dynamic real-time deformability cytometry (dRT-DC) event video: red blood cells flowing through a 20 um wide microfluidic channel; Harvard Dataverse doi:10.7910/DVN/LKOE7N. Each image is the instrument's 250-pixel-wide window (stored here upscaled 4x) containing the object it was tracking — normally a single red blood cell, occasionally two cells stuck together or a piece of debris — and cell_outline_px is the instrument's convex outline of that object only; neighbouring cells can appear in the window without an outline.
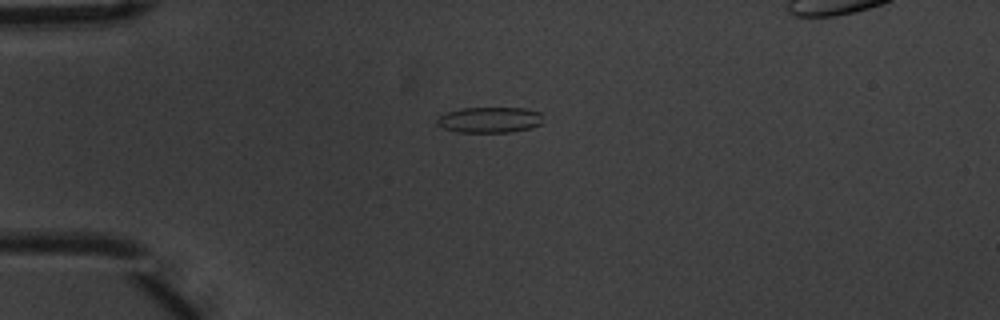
{"species": "common noctule bat (a hibernating species)", "species_latin": "Nyctalus noctula", "temperature_condition": "warm", "stored_images_in_passage": 4, "camera_frame_rate_fps": 3000, "um_per_image_px": 0.085, "animal": {"sex": "male", "body_mass_g": 20.1, "forearm_length_mm": 53.5}, "frame": {"image": 1, "passage_image": 1, "time_ms": 0.0, "image_size_px": [1000, 320], "cell_outline_px": [[540, 124], [532, 128], [512, 132], [460, 132], [444, 128], [436, 124], [436, 120], [444, 112], [460, 108], [524, 108], [540, 112]], "centroid_in_image_um": [41.58, 10.18], "position_along_channel_um": 43.4, "area_um2": 15.9}}
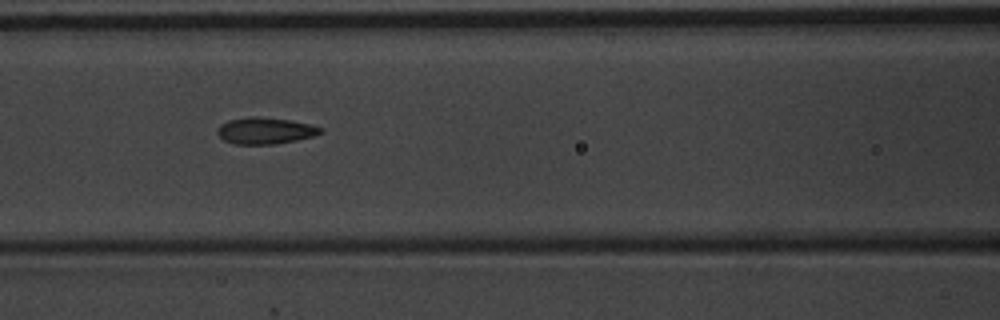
{"frame": {"image": 2, "passage_image": 4, "time_ms": 1.0, "image_size_px": [1000, 320], "cell_outline_px": [[324, 132], [312, 136], [296, 140], [276, 144], [232, 144], [224, 140], [216, 132], [216, 128], [220, 124], [228, 120], [252, 116], [256, 116], [288, 120], [308, 124], [324, 128]], "centroid_in_image_um": [22.51, 11.11], "position_along_channel_um": 144.1, "area_um2": 15.95}}